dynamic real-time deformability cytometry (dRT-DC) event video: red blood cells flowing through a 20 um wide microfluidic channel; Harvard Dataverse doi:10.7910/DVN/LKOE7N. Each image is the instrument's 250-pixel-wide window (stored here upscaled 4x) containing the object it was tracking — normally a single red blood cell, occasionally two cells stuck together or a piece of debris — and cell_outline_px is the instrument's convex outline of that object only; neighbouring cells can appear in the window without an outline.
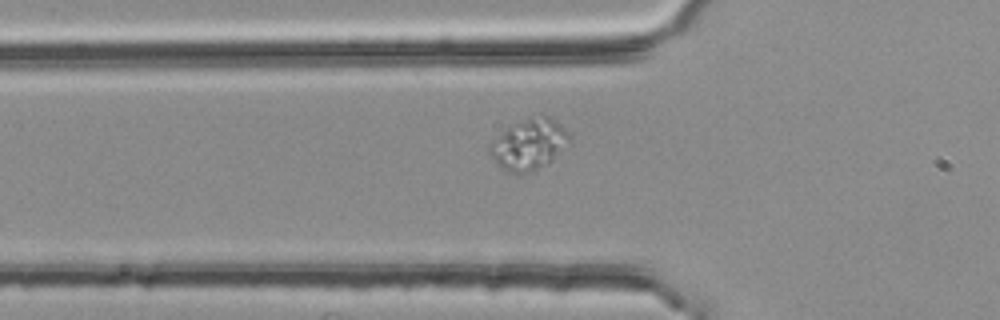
{"species": "common noctule bat (a hibernating species)", "species_latin": "Nyctalus noctula", "temperature_condition": "room temperature", "stored_images_in_passage": 2, "camera_frame_rate_fps": 3000, "um_per_image_px": 0.085, "animal": {"sex": "female", "body_mass_g": 25.1}, "frame": {"image": 1, "passage_image": 2, "time_ms": 0.333, "image_size_px": [1000, 320], "cell_outline_px": [[568, 140], [552, 160], [548, 164], [528, 172], [508, 172], [496, 164], [488, 152], [488, 144], [492, 140], [512, 124], [540, 112], [556, 120], [568, 132]], "centroid_in_image_um": [44.91, 12.23], "position_along_channel_um": 80.9, "area_um2": 23.47}}